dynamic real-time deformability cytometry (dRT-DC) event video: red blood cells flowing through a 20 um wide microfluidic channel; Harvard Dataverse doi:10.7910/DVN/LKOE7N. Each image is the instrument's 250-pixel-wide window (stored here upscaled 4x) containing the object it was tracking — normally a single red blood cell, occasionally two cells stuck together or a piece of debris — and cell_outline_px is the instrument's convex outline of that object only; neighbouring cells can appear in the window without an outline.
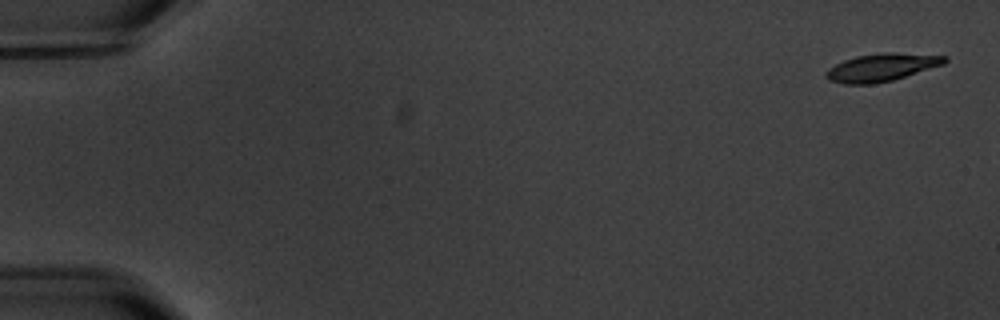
{"species": "common noctule bat (a hibernating species)", "species_latin": "Nyctalus noctula", "temperature_condition": "warm", "stored_images_in_passage": 3, "camera_frame_rate_fps": 3000, "um_per_image_px": 0.085, "animal": {"sex": "male", "body_mass_g": 20.1, "forearm_length_mm": 53.5}, "frame": {"image": 1, "passage_image": 1, "time_ms": 0.0, "image_size_px": [1000, 320], "cell_outline_px": [[948, 60], [944, 64], [892, 80], [872, 84], [844, 84], [828, 80], [824, 76], [824, 72], [828, 68], [844, 60], [856, 56], [884, 52], [896, 52], [948, 56]], "centroid_in_image_um": [74.91, 5.72], "position_along_channel_um": 10.1, "area_um2": 19.25}}